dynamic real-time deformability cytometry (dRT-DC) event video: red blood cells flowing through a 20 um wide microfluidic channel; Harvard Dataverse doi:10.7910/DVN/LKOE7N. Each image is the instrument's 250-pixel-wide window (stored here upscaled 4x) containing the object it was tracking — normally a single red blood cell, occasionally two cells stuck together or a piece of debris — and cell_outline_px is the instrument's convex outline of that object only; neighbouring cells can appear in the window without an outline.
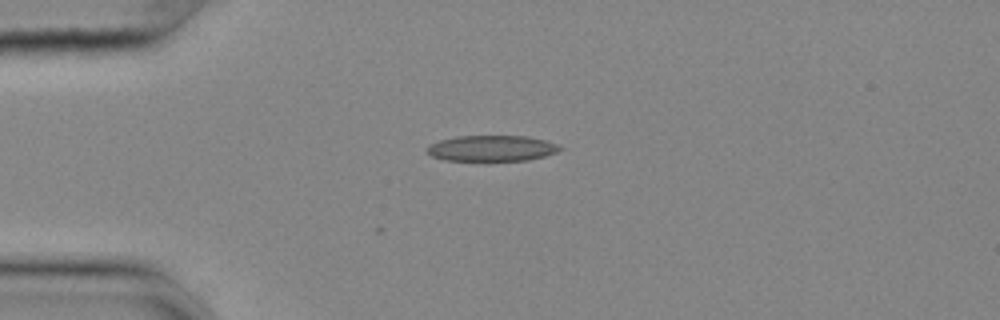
{"species": "common noctule bat (a hibernating species)", "species_latin": "Nyctalus noctula", "temperature_condition": "cold", "stored_images_in_passage": 10, "camera_frame_rate_fps": 3000, "um_per_image_px": 0.085, "animal": {"sex": "female", "body_mass_g": 25.1}, "frame": {"image": 1, "passage_image": 1, "time_ms": 0.0, "image_size_px": [1000, 320], "cell_outline_px": [[564, 148], [556, 152], [544, 156], [528, 160], [444, 160], [432, 156], [424, 148], [428, 144], [440, 140], [456, 136], [528, 136], [544, 140], [556, 144]], "centroid_in_image_um": [41.76, 12.6], "position_along_channel_um": 43.2, "area_um2": 19.94}}
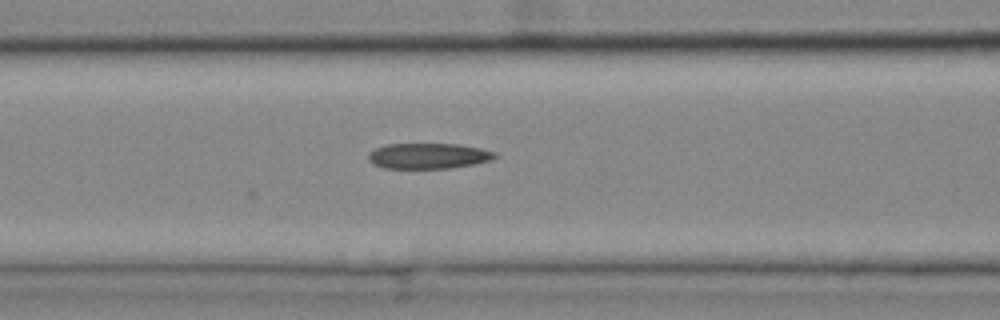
{"frame": {"image": 2, "passage_image": 10, "time_ms": 3.0, "image_size_px": [1000, 320], "cell_outline_px": [[496, 156], [492, 160], [472, 164], [448, 168], [384, 168], [372, 164], [368, 160], [368, 152], [376, 148], [388, 144], [460, 144], [480, 148], [496, 152]], "centroid_in_image_um": [36.38, 13.25], "position_along_channel_um": 130.2, "area_um2": 18.84}}